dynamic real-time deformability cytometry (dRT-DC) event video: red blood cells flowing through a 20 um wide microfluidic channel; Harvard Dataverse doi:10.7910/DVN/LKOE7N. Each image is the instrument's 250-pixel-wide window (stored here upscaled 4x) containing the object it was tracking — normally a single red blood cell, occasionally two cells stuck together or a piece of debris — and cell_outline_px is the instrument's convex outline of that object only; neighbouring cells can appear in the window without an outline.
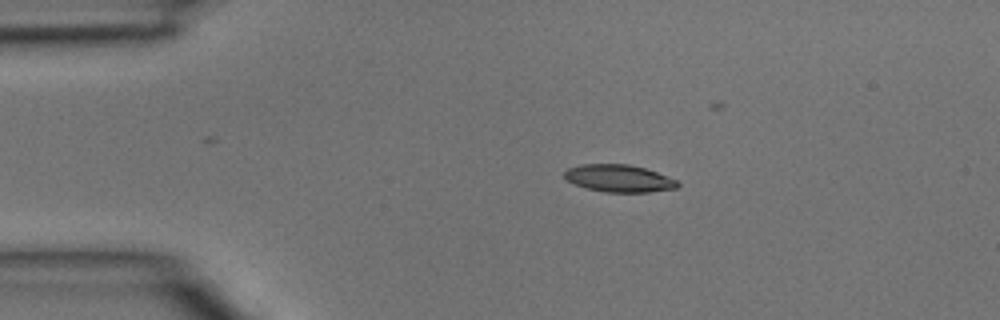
{"species": "common noctule bat (a hibernating species)", "species_latin": "Nyctalus noctula", "temperature_condition": "room temperature", "stored_images_in_passage": 2, "camera_frame_rate_fps": 3000, "um_per_image_px": 0.085, "animal": {"sex": "male", "body_mass_g": 15.6}, "frame": {"image": 1, "passage_image": 1, "time_ms": 0.0, "image_size_px": [1000, 320], "cell_outline_px": [[680, 184], [676, 188], [648, 192], [608, 192], [588, 188], [576, 184], [568, 180], [564, 176], [564, 172], [568, 168], [580, 164], [628, 164], [644, 168], [656, 172], [676, 180]], "centroid_in_image_um": [52.61, 15.15], "position_along_channel_um": 32.4, "area_um2": 17.74}}